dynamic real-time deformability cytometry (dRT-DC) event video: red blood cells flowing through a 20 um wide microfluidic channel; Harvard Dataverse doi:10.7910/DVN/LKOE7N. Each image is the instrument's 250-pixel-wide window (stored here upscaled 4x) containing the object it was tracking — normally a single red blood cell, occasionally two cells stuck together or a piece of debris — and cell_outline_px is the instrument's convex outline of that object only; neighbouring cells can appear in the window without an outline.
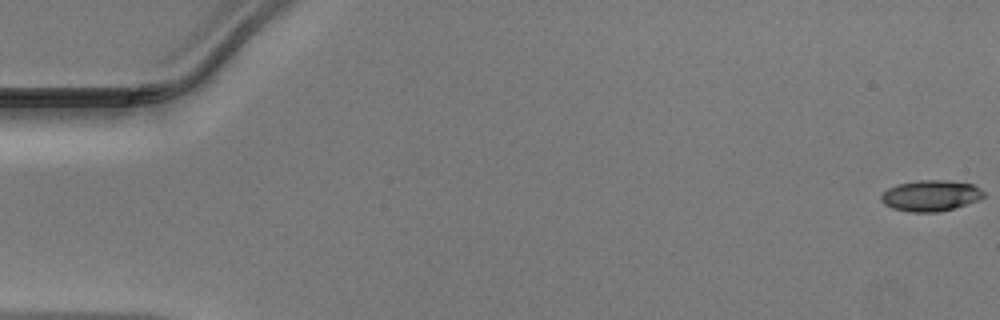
{"species": "Egyptian fruit bat (a non-hibernating species)", "species_latin": "Rousettus aegyptiacus", "temperature_condition": "warm", "stored_images_in_passage": 49, "camera_frame_rate_fps": 3000, "um_per_image_px": 0.085, "animal": {"sex": "male"}, "frame": {"image": 1, "passage_image": 1, "time_ms": 0.0, "image_size_px": [1000, 320], "cell_outline_px": [[984, 196], [980, 200], [940, 212], [908, 212], [892, 208], [884, 204], [880, 200], [880, 196], [888, 188], [900, 184], [920, 180], [948, 180], [972, 184], [980, 188], [984, 192]], "centroid_in_image_um": [79.12, 16.64], "position_along_channel_um": 5.9, "area_um2": 18.55}}
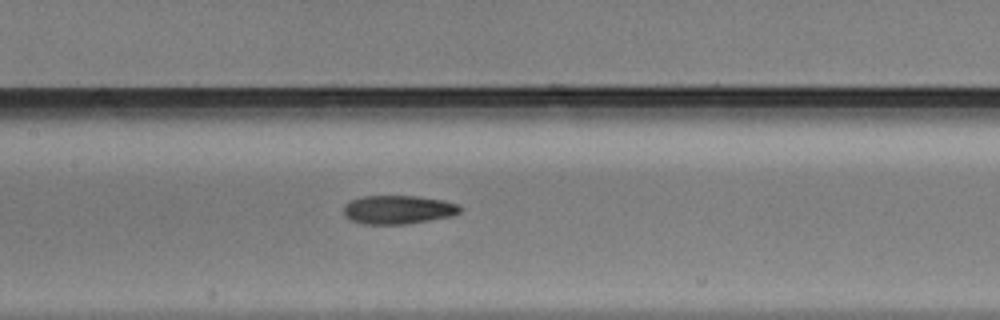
{"frame": {"image": 2, "passage_image": 24, "time_ms": 7.667, "image_size_px": [1000, 320], "cell_outline_px": [[460, 212], [452, 216], [404, 224], [364, 224], [352, 220], [344, 216], [344, 204], [348, 200], [360, 196], [416, 196], [440, 200], [456, 204], [460, 208]], "centroid_in_image_um": [33.76, 17.81], "position_along_channel_um": 173.6, "area_um2": 19.31}}
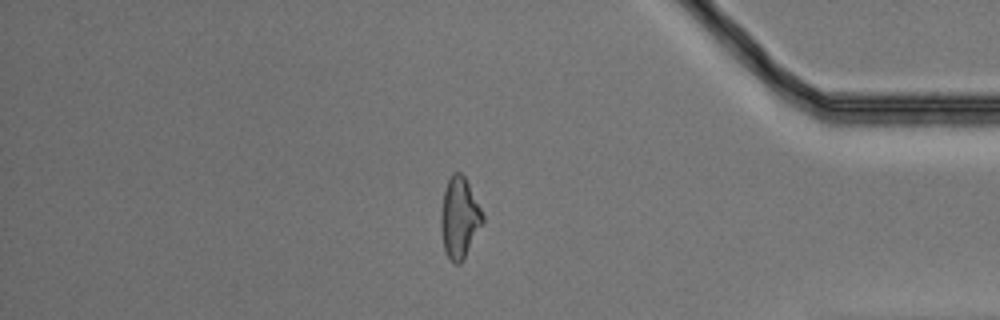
{"frame": {"image": 3, "passage_image": 42, "time_ms": 13.667, "image_size_px": [1000, 320], "cell_outline_px": [[484, 220], [464, 260], [460, 264], [452, 264], [444, 248], [440, 228], [440, 212], [444, 188], [452, 172], [460, 172], [464, 176], [484, 216]], "centroid_in_image_um": [39.03, 18.53], "position_along_channel_um": 396.2, "area_um2": 19.71}}